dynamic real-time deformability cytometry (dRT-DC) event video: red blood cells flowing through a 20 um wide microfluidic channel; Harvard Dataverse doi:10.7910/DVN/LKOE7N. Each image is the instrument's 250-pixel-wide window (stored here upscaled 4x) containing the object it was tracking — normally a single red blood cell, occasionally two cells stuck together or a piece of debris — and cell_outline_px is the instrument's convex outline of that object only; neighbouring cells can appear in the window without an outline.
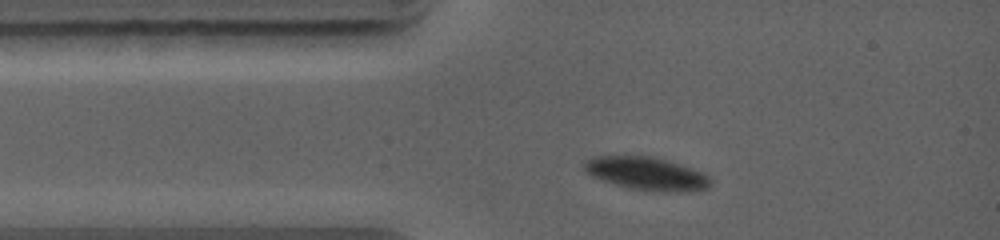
{"species": "common noctule bat (a hibernating species)", "species_latin": "Nyctalus noctula", "temperature_condition": "warm", "stored_images_in_passage": 8, "camera_frame_rate_fps": 5000, "um_per_image_px": 0.085, "animal": {"sex": "female", "body_mass_g": 19.0, "forearm_length_mm": 56.7}, "frame": {"image": 1, "passage_image": 1, "time_ms": 0.0, "image_size_px": [1000, 240], "cell_outline_px": [[708, 188], [692, 192], [644, 192], [616, 184], [592, 176], [584, 168], [584, 164], [592, 156], [652, 156], [668, 160], [692, 168], [708, 176]], "centroid_in_image_um": [54.98, 14.77], "position_along_channel_um": 30.0, "area_um2": 24.28}}
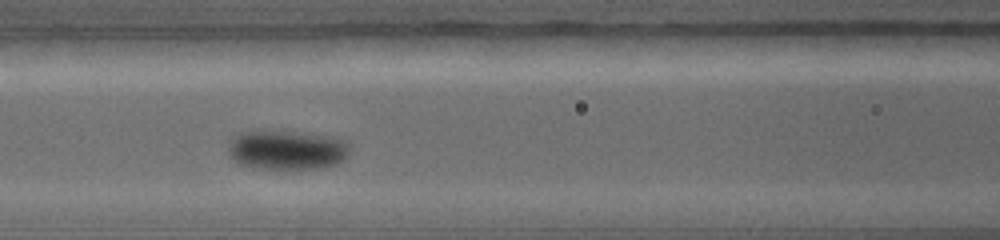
{"frame": {"image": 2, "passage_image": 4, "time_ms": 2.8, "image_size_px": [1000, 240], "cell_outline_px": [[348, 156], [340, 164], [320, 168], [252, 168], [240, 164], [232, 160], [228, 156], [228, 140], [232, 136], [240, 132], [256, 128], [260, 128], [308, 132], [336, 136], [344, 140], [348, 144]], "centroid_in_image_um": [24.33, 12.68], "position_along_channel_um": 142.3, "area_um2": 29.36}}
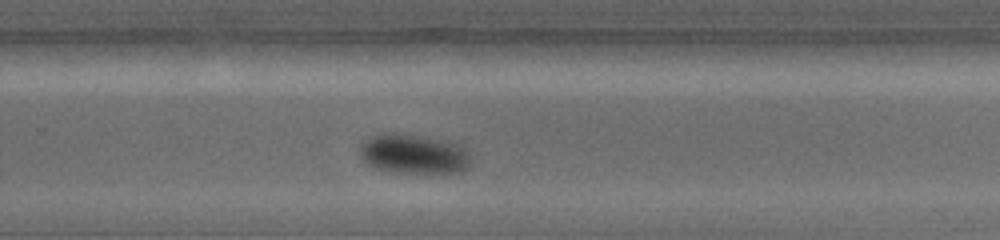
{"frame": {"image": 3, "passage_image": 8, "time_ms": 6.2, "image_size_px": [1000, 240], "cell_outline_px": [[472, 164], [468, 168], [460, 172], [392, 172], [376, 168], [368, 164], [360, 156], [360, 144], [364, 140], [372, 136], [388, 132], [408, 132], [448, 140], [464, 148], [468, 152]], "centroid_in_image_um": [35.17, 13.05], "position_along_channel_um": 294.6, "area_um2": 26.13}}